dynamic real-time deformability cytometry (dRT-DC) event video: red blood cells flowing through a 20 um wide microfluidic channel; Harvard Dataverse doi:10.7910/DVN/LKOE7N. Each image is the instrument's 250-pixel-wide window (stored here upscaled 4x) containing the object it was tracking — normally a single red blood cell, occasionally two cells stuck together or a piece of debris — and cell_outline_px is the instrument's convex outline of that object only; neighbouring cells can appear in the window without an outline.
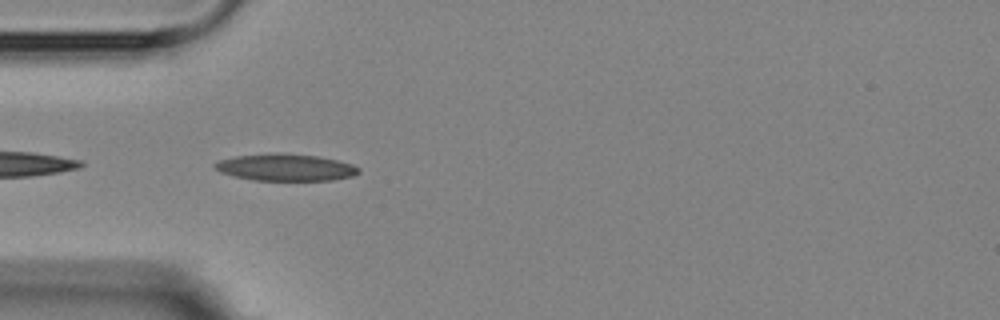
{"species": "Egyptian fruit bat (a non-hibernating species)", "species_latin": "Rousettus aegyptiacus", "temperature_condition": "room temperature", "stored_images_in_passage": 2, "camera_frame_rate_fps": 3000, "um_per_image_px": 0.085, "animal": {"sex": "female"}, "frame": {"image": 1, "passage_image": 1, "time_ms": 0.0, "image_size_px": [1000, 320], "cell_outline_px": [[360, 172], [352, 176], [332, 180], [252, 180], [232, 176], [220, 172], [212, 164], [220, 160], [236, 156], [276, 152], [316, 156], [336, 160], [352, 164], [360, 168]], "centroid_in_image_um": [24.26, 14.23], "position_along_channel_um": 60.7, "area_um2": 22.54}}
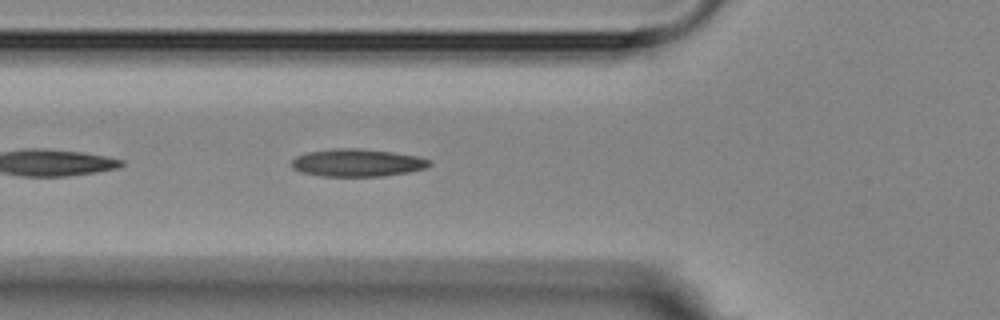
{"frame": {"image": 2, "passage_image": 2, "time_ms": 1.0, "image_size_px": [1000, 320], "cell_outline_px": [[432, 164], [424, 168], [408, 172], [384, 176], [320, 176], [300, 172], [292, 168], [292, 160], [296, 156], [308, 152], [332, 148], [360, 148], [392, 152], [416, 156], [432, 160]], "centroid_in_image_um": [30.35, 13.83], "position_along_channel_um": 95.4, "area_um2": 22.25}}